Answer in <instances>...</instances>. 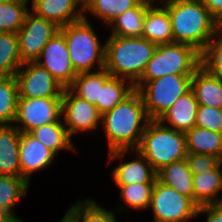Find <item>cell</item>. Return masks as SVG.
Wrapping results in <instances>:
<instances>
[{
  "label": "cell",
  "instance_id": "14",
  "mask_svg": "<svg viewBox=\"0 0 222 222\" xmlns=\"http://www.w3.org/2000/svg\"><path fill=\"white\" fill-rule=\"evenodd\" d=\"M56 154L30 133L20 134L19 159L21 177L29 182L33 172L41 171L53 164Z\"/></svg>",
  "mask_w": 222,
  "mask_h": 222
},
{
  "label": "cell",
  "instance_id": "30",
  "mask_svg": "<svg viewBox=\"0 0 222 222\" xmlns=\"http://www.w3.org/2000/svg\"><path fill=\"white\" fill-rule=\"evenodd\" d=\"M21 66L17 34L0 32V76H15Z\"/></svg>",
  "mask_w": 222,
  "mask_h": 222
},
{
  "label": "cell",
  "instance_id": "31",
  "mask_svg": "<svg viewBox=\"0 0 222 222\" xmlns=\"http://www.w3.org/2000/svg\"><path fill=\"white\" fill-rule=\"evenodd\" d=\"M25 0H8L0 3V32L15 33L22 27L29 7Z\"/></svg>",
  "mask_w": 222,
  "mask_h": 222
},
{
  "label": "cell",
  "instance_id": "20",
  "mask_svg": "<svg viewBox=\"0 0 222 222\" xmlns=\"http://www.w3.org/2000/svg\"><path fill=\"white\" fill-rule=\"evenodd\" d=\"M222 162L212 171L193 174V202L198 206L222 205Z\"/></svg>",
  "mask_w": 222,
  "mask_h": 222
},
{
  "label": "cell",
  "instance_id": "28",
  "mask_svg": "<svg viewBox=\"0 0 222 222\" xmlns=\"http://www.w3.org/2000/svg\"><path fill=\"white\" fill-rule=\"evenodd\" d=\"M112 75L104 68L95 72L79 73L68 87L75 95L95 105L99 100L100 86Z\"/></svg>",
  "mask_w": 222,
  "mask_h": 222
},
{
  "label": "cell",
  "instance_id": "12",
  "mask_svg": "<svg viewBox=\"0 0 222 222\" xmlns=\"http://www.w3.org/2000/svg\"><path fill=\"white\" fill-rule=\"evenodd\" d=\"M61 117L70 138L78 132H92L101 126L102 115L95 105L75 95L69 88L62 93Z\"/></svg>",
  "mask_w": 222,
  "mask_h": 222
},
{
  "label": "cell",
  "instance_id": "35",
  "mask_svg": "<svg viewBox=\"0 0 222 222\" xmlns=\"http://www.w3.org/2000/svg\"><path fill=\"white\" fill-rule=\"evenodd\" d=\"M195 127L222 134V109L198 105L195 117Z\"/></svg>",
  "mask_w": 222,
  "mask_h": 222
},
{
  "label": "cell",
  "instance_id": "4",
  "mask_svg": "<svg viewBox=\"0 0 222 222\" xmlns=\"http://www.w3.org/2000/svg\"><path fill=\"white\" fill-rule=\"evenodd\" d=\"M137 151L158 172L163 167L186 158L185 133L168 128L158 120H150Z\"/></svg>",
  "mask_w": 222,
  "mask_h": 222
},
{
  "label": "cell",
  "instance_id": "21",
  "mask_svg": "<svg viewBox=\"0 0 222 222\" xmlns=\"http://www.w3.org/2000/svg\"><path fill=\"white\" fill-rule=\"evenodd\" d=\"M139 158L120 163L113 169L112 177L116 185H129L132 183H155L157 172L146 158L137 150H132Z\"/></svg>",
  "mask_w": 222,
  "mask_h": 222
},
{
  "label": "cell",
  "instance_id": "38",
  "mask_svg": "<svg viewBox=\"0 0 222 222\" xmlns=\"http://www.w3.org/2000/svg\"><path fill=\"white\" fill-rule=\"evenodd\" d=\"M206 213V222H222V205L200 206L197 209L196 217Z\"/></svg>",
  "mask_w": 222,
  "mask_h": 222
},
{
  "label": "cell",
  "instance_id": "36",
  "mask_svg": "<svg viewBox=\"0 0 222 222\" xmlns=\"http://www.w3.org/2000/svg\"><path fill=\"white\" fill-rule=\"evenodd\" d=\"M202 64L213 74L222 77V30H219L206 51L202 54Z\"/></svg>",
  "mask_w": 222,
  "mask_h": 222
},
{
  "label": "cell",
  "instance_id": "43",
  "mask_svg": "<svg viewBox=\"0 0 222 222\" xmlns=\"http://www.w3.org/2000/svg\"><path fill=\"white\" fill-rule=\"evenodd\" d=\"M6 1H8V0H0V3L6 2Z\"/></svg>",
  "mask_w": 222,
  "mask_h": 222
},
{
  "label": "cell",
  "instance_id": "40",
  "mask_svg": "<svg viewBox=\"0 0 222 222\" xmlns=\"http://www.w3.org/2000/svg\"><path fill=\"white\" fill-rule=\"evenodd\" d=\"M0 222H22L14 213H0Z\"/></svg>",
  "mask_w": 222,
  "mask_h": 222
},
{
  "label": "cell",
  "instance_id": "42",
  "mask_svg": "<svg viewBox=\"0 0 222 222\" xmlns=\"http://www.w3.org/2000/svg\"><path fill=\"white\" fill-rule=\"evenodd\" d=\"M60 222H68L64 217L60 220Z\"/></svg>",
  "mask_w": 222,
  "mask_h": 222
},
{
  "label": "cell",
  "instance_id": "2",
  "mask_svg": "<svg viewBox=\"0 0 222 222\" xmlns=\"http://www.w3.org/2000/svg\"><path fill=\"white\" fill-rule=\"evenodd\" d=\"M161 2L168 10L174 42L190 45L203 54L220 30V23L199 0Z\"/></svg>",
  "mask_w": 222,
  "mask_h": 222
},
{
  "label": "cell",
  "instance_id": "37",
  "mask_svg": "<svg viewBox=\"0 0 222 222\" xmlns=\"http://www.w3.org/2000/svg\"><path fill=\"white\" fill-rule=\"evenodd\" d=\"M185 159L192 174L212 171L222 162L215 156L201 153H187Z\"/></svg>",
  "mask_w": 222,
  "mask_h": 222
},
{
  "label": "cell",
  "instance_id": "27",
  "mask_svg": "<svg viewBox=\"0 0 222 222\" xmlns=\"http://www.w3.org/2000/svg\"><path fill=\"white\" fill-rule=\"evenodd\" d=\"M116 212L106 210L90 198L79 200L73 204L64 218L68 222H117Z\"/></svg>",
  "mask_w": 222,
  "mask_h": 222
},
{
  "label": "cell",
  "instance_id": "5",
  "mask_svg": "<svg viewBox=\"0 0 222 222\" xmlns=\"http://www.w3.org/2000/svg\"><path fill=\"white\" fill-rule=\"evenodd\" d=\"M87 15L79 21L60 28L69 50L71 64L77 74L94 72L105 68V44L103 45L92 28Z\"/></svg>",
  "mask_w": 222,
  "mask_h": 222
},
{
  "label": "cell",
  "instance_id": "8",
  "mask_svg": "<svg viewBox=\"0 0 222 222\" xmlns=\"http://www.w3.org/2000/svg\"><path fill=\"white\" fill-rule=\"evenodd\" d=\"M149 207L153 210L154 222H189L196 217L198 209L190 197L178 193L158 179L152 190Z\"/></svg>",
  "mask_w": 222,
  "mask_h": 222
},
{
  "label": "cell",
  "instance_id": "39",
  "mask_svg": "<svg viewBox=\"0 0 222 222\" xmlns=\"http://www.w3.org/2000/svg\"><path fill=\"white\" fill-rule=\"evenodd\" d=\"M209 10L210 14L222 23V0H199Z\"/></svg>",
  "mask_w": 222,
  "mask_h": 222
},
{
  "label": "cell",
  "instance_id": "19",
  "mask_svg": "<svg viewBox=\"0 0 222 222\" xmlns=\"http://www.w3.org/2000/svg\"><path fill=\"white\" fill-rule=\"evenodd\" d=\"M197 108L198 102L190 90L179 97L158 121L168 128L185 133L195 126Z\"/></svg>",
  "mask_w": 222,
  "mask_h": 222
},
{
  "label": "cell",
  "instance_id": "41",
  "mask_svg": "<svg viewBox=\"0 0 222 222\" xmlns=\"http://www.w3.org/2000/svg\"><path fill=\"white\" fill-rule=\"evenodd\" d=\"M76 5L84 12L89 6L91 0H73Z\"/></svg>",
  "mask_w": 222,
  "mask_h": 222
},
{
  "label": "cell",
  "instance_id": "18",
  "mask_svg": "<svg viewBox=\"0 0 222 222\" xmlns=\"http://www.w3.org/2000/svg\"><path fill=\"white\" fill-rule=\"evenodd\" d=\"M154 4L146 10L142 38L156 45L173 43L172 26L168 10L163 5Z\"/></svg>",
  "mask_w": 222,
  "mask_h": 222
},
{
  "label": "cell",
  "instance_id": "17",
  "mask_svg": "<svg viewBox=\"0 0 222 222\" xmlns=\"http://www.w3.org/2000/svg\"><path fill=\"white\" fill-rule=\"evenodd\" d=\"M20 134L14 125H0V176L21 177Z\"/></svg>",
  "mask_w": 222,
  "mask_h": 222
},
{
  "label": "cell",
  "instance_id": "22",
  "mask_svg": "<svg viewBox=\"0 0 222 222\" xmlns=\"http://www.w3.org/2000/svg\"><path fill=\"white\" fill-rule=\"evenodd\" d=\"M153 3H155L153 0H142L136 7L126 10L115 18L108 25L112 30L110 36L142 37L145 13Z\"/></svg>",
  "mask_w": 222,
  "mask_h": 222
},
{
  "label": "cell",
  "instance_id": "26",
  "mask_svg": "<svg viewBox=\"0 0 222 222\" xmlns=\"http://www.w3.org/2000/svg\"><path fill=\"white\" fill-rule=\"evenodd\" d=\"M62 117L57 121L36 128L30 134L42 144L51 149L56 155L59 151H76L72 139L69 137Z\"/></svg>",
  "mask_w": 222,
  "mask_h": 222
},
{
  "label": "cell",
  "instance_id": "29",
  "mask_svg": "<svg viewBox=\"0 0 222 222\" xmlns=\"http://www.w3.org/2000/svg\"><path fill=\"white\" fill-rule=\"evenodd\" d=\"M30 182L23 177L0 176V213H14L12 210L27 194Z\"/></svg>",
  "mask_w": 222,
  "mask_h": 222
},
{
  "label": "cell",
  "instance_id": "33",
  "mask_svg": "<svg viewBox=\"0 0 222 222\" xmlns=\"http://www.w3.org/2000/svg\"><path fill=\"white\" fill-rule=\"evenodd\" d=\"M142 0H91L85 12L100 18L109 25L115 18L126 10L136 7Z\"/></svg>",
  "mask_w": 222,
  "mask_h": 222
},
{
  "label": "cell",
  "instance_id": "15",
  "mask_svg": "<svg viewBox=\"0 0 222 222\" xmlns=\"http://www.w3.org/2000/svg\"><path fill=\"white\" fill-rule=\"evenodd\" d=\"M191 91L198 105L222 109V77L201 64L191 79Z\"/></svg>",
  "mask_w": 222,
  "mask_h": 222
},
{
  "label": "cell",
  "instance_id": "11",
  "mask_svg": "<svg viewBox=\"0 0 222 222\" xmlns=\"http://www.w3.org/2000/svg\"><path fill=\"white\" fill-rule=\"evenodd\" d=\"M14 77L18 98L62 97L64 87L36 62L23 63Z\"/></svg>",
  "mask_w": 222,
  "mask_h": 222
},
{
  "label": "cell",
  "instance_id": "1",
  "mask_svg": "<svg viewBox=\"0 0 222 222\" xmlns=\"http://www.w3.org/2000/svg\"><path fill=\"white\" fill-rule=\"evenodd\" d=\"M149 121L142 98L136 90L102 115L101 125L108 142L109 162L121 160L126 153L137 150Z\"/></svg>",
  "mask_w": 222,
  "mask_h": 222
},
{
  "label": "cell",
  "instance_id": "23",
  "mask_svg": "<svg viewBox=\"0 0 222 222\" xmlns=\"http://www.w3.org/2000/svg\"><path fill=\"white\" fill-rule=\"evenodd\" d=\"M187 153L212 155L222 161V134L200 127L185 132Z\"/></svg>",
  "mask_w": 222,
  "mask_h": 222
},
{
  "label": "cell",
  "instance_id": "25",
  "mask_svg": "<svg viewBox=\"0 0 222 222\" xmlns=\"http://www.w3.org/2000/svg\"><path fill=\"white\" fill-rule=\"evenodd\" d=\"M134 90V85L129 80L111 76L103 86H100L99 100L95 106L103 115L127 98Z\"/></svg>",
  "mask_w": 222,
  "mask_h": 222
},
{
  "label": "cell",
  "instance_id": "9",
  "mask_svg": "<svg viewBox=\"0 0 222 222\" xmlns=\"http://www.w3.org/2000/svg\"><path fill=\"white\" fill-rule=\"evenodd\" d=\"M61 110L62 97L18 98L13 125L21 133H30L40 126L57 122Z\"/></svg>",
  "mask_w": 222,
  "mask_h": 222
},
{
  "label": "cell",
  "instance_id": "32",
  "mask_svg": "<svg viewBox=\"0 0 222 222\" xmlns=\"http://www.w3.org/2000/svg\"><path fill=\"white\" fill-rule=\"evenodd\" d=\"M18 100L14 76H0V125H13Z\"/></svg>",
  "mask_w": 222,
  "mask_h": 222
},
{
  "label": "cell",
  "instance_id": "13",
  "mask_svg": "<svg viewBox=\"0 0 222 222\" xmlns=\"http://www.w3.org/2000/svg\"><path fill=\"white\" fill-rule=\"evenodd\" d=\"M35 62L44 67L64 88H68L78 75L71 64L65 36L61 31L48 41Z\"/></svg>",
  "mask_w": 222,
  "mask_h": 222
},
{
  "label": "cell",
  "instance_id": "10",
  "mask_svg": "<svg viewBox=\"0 0 222 222\" xmlns=\"http://www.w3.org/2000/svg\"><path fill=\"white\" fill-rule=\"evenodd\" d=\"M58 31H60V27L55 23L29 10L22 27L17 32L22 64L35 62L43 47Z\"/></svg>",
  "mask_w": 222,
  "mask_h": 222
},
{
  "label": "cell",
  "instance_id": "34",
  "mask_svg": "<svg viewBox=\"0 0 222 222\" xmlns=\"http://www.w3.org/2000/svg\"><path fill=\"white\" fill-rule=\"evenodd\" d=\"M155 183H132L129 185H117L120 189V197L132 209L146 210L149 208L152 190ZM146 208V209H145Z\"/></svg>",
  "mask_w": 222,
  "mask_h": 222
},
{
  "label": "cell",
  "instance_id": "3",
  "mask_svg": "<svg viewBox=\"0 0 222 222\" xmlns=\"http://www.w3.org/2000/svg\"><path fill=\"white\" fill-rule=\"evenodd\" d=\"M105 44V69L133 85L141 78L157 47L142 37L109 36Z\"/></svg>",
  "mask_w": 222,
  "mask_h": 222
},
{
  "label": "cell",
  "instance_id": "6",
  "mask_svg": "<svg viewBox=\"0 0 222 222\" xmlns=\"http://www.w3.org/2000/svg\"><path fill=\"white\" fill-rule=\"evenodd\" d=\"M201 64L202 54L190 45L176 42L157 45L134 86H142L149 80L170 74L193 75Z\"/></svg>",
  "mask_w": 222,
  "mask_h": 222
},
{
  "label": "cell",
  "instance_id": "24",
  "mask_svg": "<svg viewBox=\"0 0 222 222\" xmlns=\"http://www.w3.org/2000/svg\"><path fill=\"white\" fill-rule=\"evenodd\" d=\"M157 179L193 201V174L186 159L163 167L157 172Z\"/></svg>",
  "mask_w": 222,
  "mask_h": 222
},
{
  "label": "cell",
  "instance_id": "16",
  "mask_svg": "<svg viewBox=\"0 0 222 222\" xmlns=\"http://www.w3.org/2000/svg\"><path fill=\"white\" fill-rule=\"evenodd\" d=\"M30 7L33 13L60 28L84 18V12L73 0H33Z\"/></svg>",
  "mask_w": 222,
  "mask_h": 222
},
{
  "label": "cell",
  "instance_id": "7",
  "mask_svg": "<svg viewBox=\"0 0 222 222\" xmlns=\"http://www.w3.org/2000/svg\"><path fill=\"white\" fill-rule=\"evenodd\" d=\"M192 76L170 74L134 86L150 120H159L179 97L191 90Z\"/></svg>",
  "mask_w": 222,
  "mask_h": 222
}]
</instances>
